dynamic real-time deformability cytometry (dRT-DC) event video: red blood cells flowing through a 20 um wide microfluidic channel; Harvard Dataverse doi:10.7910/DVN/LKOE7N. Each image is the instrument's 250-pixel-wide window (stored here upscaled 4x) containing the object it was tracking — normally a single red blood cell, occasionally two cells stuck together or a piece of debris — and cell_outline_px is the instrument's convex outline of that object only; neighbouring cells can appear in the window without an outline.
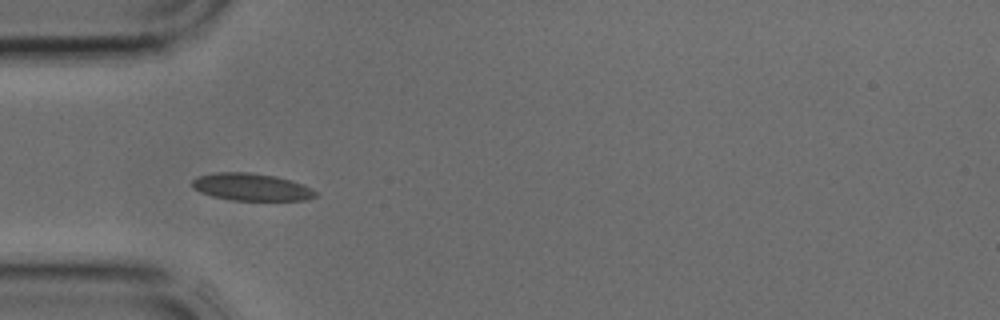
{"species": "common noctule bat (a hibernating species)", "species_latin": "Nyctalus noctula", "temperature_condition": "cold", "stored_images_in_passage": 3, "camera_frame_rate_fps": 3000, "um_per_image_px": 0.085, "animal": {"sex": "male", "body_mass_g": 17.9, "forearm_length_mm": 54.2}, "frame": {"image": 1, "passage_image": 3, "time_ms": 0.667, "image_size_px": [1000, 320], "cell_outline_px": [[316, 196], [308, 200], [232, 200], [212, 196], [200, 192], [192, 188], [192, 180], [196, 176], [216, 172], [248, 172], [276, 176], [292, 180], [304, 184], [312, 188], [316, 192]], "centroid_in_image_um": [21.36, 15.89], "position_along_channel_um": 63.6, "area_um2": 19.83}}